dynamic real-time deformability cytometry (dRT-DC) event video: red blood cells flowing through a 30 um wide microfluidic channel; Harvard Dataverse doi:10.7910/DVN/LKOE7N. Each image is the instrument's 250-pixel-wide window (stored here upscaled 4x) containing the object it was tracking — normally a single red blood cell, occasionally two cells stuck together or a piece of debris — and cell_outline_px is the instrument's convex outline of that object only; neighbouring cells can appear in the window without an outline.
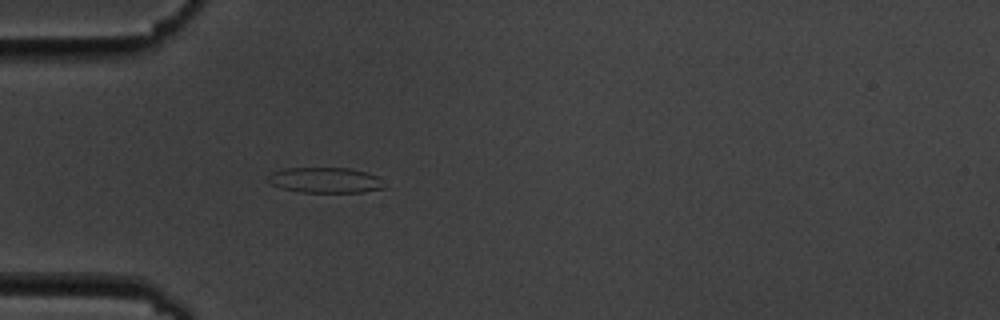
{"species": "common noctule bat (a hibernating species)", "species_latin": "Nyctalus noctula", "temperature_condition": "cold", "stored_images_in_passage": 4, "camera_frame_rate_fps": 3000, "um_per_image_px": 0.085, "animal": {"sex": "male", "body_mass_g": 19.5, "forearm_length_mm": 54.6}, "frame": {"image": 1, "passage_image": 4, "time_ms": 4.333, "image_size_px": [1000, 320], "cell_outline_px": [[388, 188], [360, 192], [300, 192], [268, 184], [268, 176], [272, 172], [284, 168], [352, 168], [368, 172], [376, 176]], "centroid_in_image_um": [27.66, 15.31], "position_along_channel_um": 57.3, "area_um2": 17.34}}